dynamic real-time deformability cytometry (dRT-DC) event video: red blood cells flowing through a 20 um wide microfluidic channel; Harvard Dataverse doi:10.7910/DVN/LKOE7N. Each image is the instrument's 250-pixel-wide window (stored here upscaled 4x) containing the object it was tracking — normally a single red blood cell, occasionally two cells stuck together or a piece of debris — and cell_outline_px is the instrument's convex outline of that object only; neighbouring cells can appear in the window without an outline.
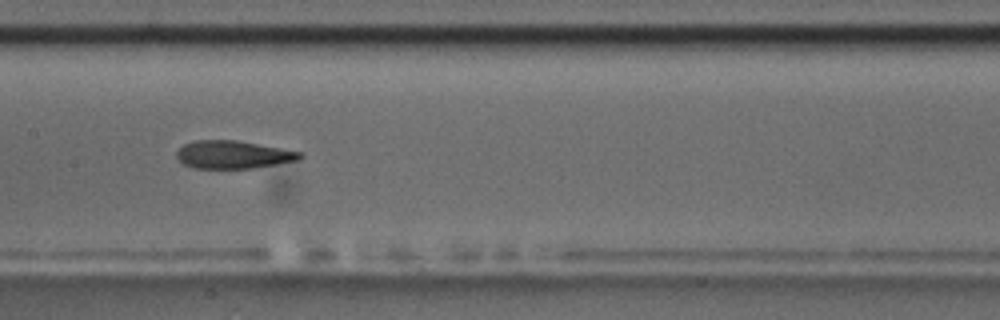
{"species": "common noctule bat (a hibernating species)", "species_latin": "Nyctalus noctula", "temperature_condition": "room temperature", "stored_images_in_passage": 10, "camera_frame_rate_fps": 3000, "um_per_image_px": 0.085, "animal": {"sex": "male", "body_mass_g": 17.5, "forearm_length_mm": 52.3}, "frame": {"image": 1, "passage_image": 7, "time_ms": 6.667, "image_size_px": [1000, 320], "cell_outline_px": [[304, 156], [300, 160], [252, 168], [196, 168], [184, 164], [176, 156], [176, 152], [184, 144], [196, 140], [236, 140], [304, 152]], "centroid_in_image_um": [19.86, 13.14], "position_along_channel_um": 187.5, "area_um2": 20.0}}